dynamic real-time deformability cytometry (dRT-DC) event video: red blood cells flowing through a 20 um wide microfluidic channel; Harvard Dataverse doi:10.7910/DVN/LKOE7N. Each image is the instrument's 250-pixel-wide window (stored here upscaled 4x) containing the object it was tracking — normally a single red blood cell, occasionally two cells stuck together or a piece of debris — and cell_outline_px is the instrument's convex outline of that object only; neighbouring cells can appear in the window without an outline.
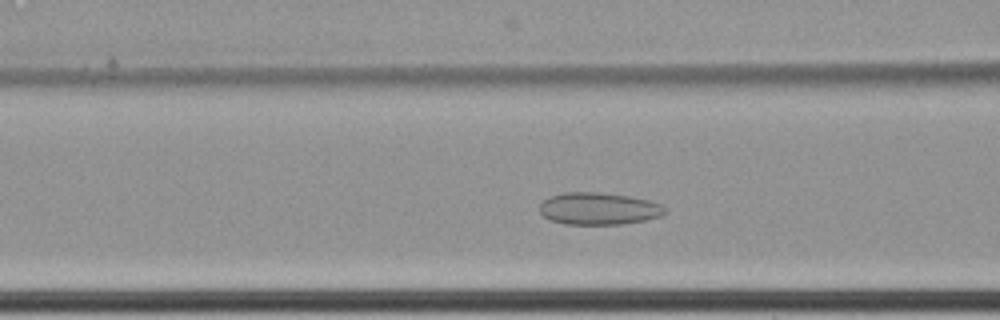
{"species": "common noctule bat (a hibernating species)", "species_latin": "Nyctalus noctula", "temperature_condition": "cold", "stored_images_in_passage": 55, "camera_frame_rate_fps": 3000, "um_per_image_px": 0.085, "animal": {"sex": "female", "body_mass_g": 22.7, "forearm_length_mm": 54.2}, "frame": {"image": 1, "passage_image": 19, "time_ms": 6.0, "image_size_px": [1000, 320], "cell_outline_px": [[668, 212], [660, 216], [644, 220], [620, 224], [564, 224], [552, 220], [544, 216], [540, 212], [540, 204], [548, 196], [564, 192], [596, 192], [628, 196], [648, 200], [660, 204], [668, 208]], "centroid_in_image_um": [50.89, 17.73], "position_along_channel_um": 115.7, "area_um2": 23.47}}
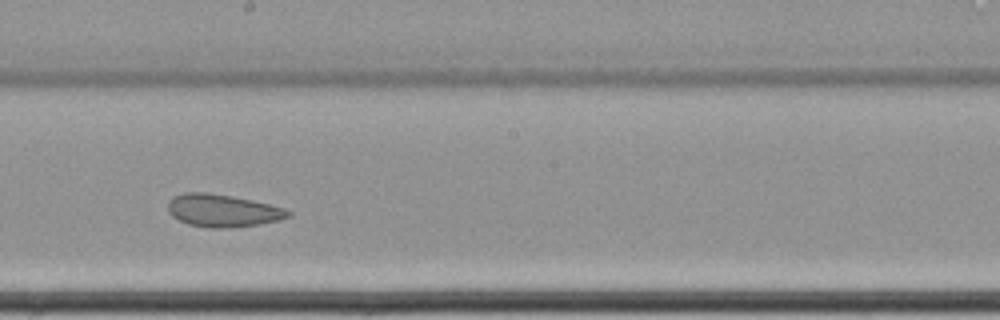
{"frame": {"image": 2, "passage_image": 29, "time_ms": 9.333, "image_size_px": [1000, 320], "cell_outline_px": [[292, 216], [280, 220], [256, 224], [228, 228], [208, 228], [188, 224], [172, 216], [168, 212], [168, 200], [172, 196], [184, 192], [204, 192], [232, 196], [252, 200], [284, 208], [292, 212]], "centroid_in_image_um": [18.9, 17.89], "position_along_channel_um": 229.3, "area_um2": 22.89}}
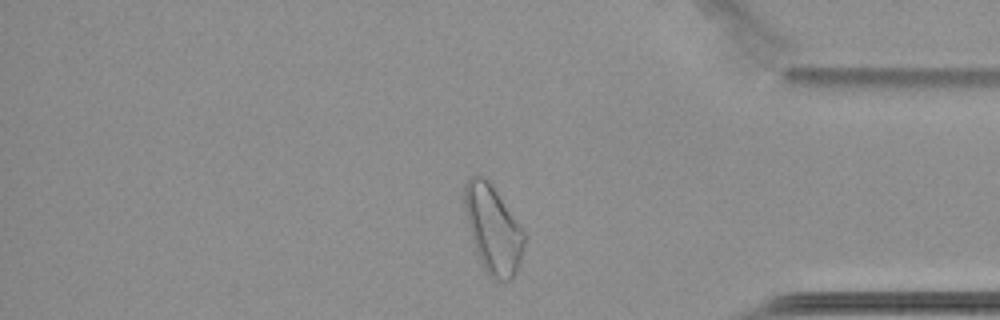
{"frame": {"image": 3, "passage_image": 45, "time_ms": 14.667, "image_size_px": [1000, 320], "cell_outline_px": [[524, 248], [520, 264], [516, 272], [508, 280], [492, 280], [488, 276], [476, 252], [464, 204], [464, 184], [472, 176], [480, 176], [488, 180], [492, 184], [520, 224], [524, 232]], "centroid_in_image_um": [41.93, 19.5], "position_along_channel_um": 393.3, "area_um2": 30.17}, "authors_computed_cell_mechanics": {"area_um2": 26.4724, "velocity_mm_per_s": 3.413, "shape_relaxation_time_tau1_ms": null, "shape_relaxation_time_tau2_ms": 1.933, "deformation_change_tau1": null, "deformation_change_tau2": 0.0734}}